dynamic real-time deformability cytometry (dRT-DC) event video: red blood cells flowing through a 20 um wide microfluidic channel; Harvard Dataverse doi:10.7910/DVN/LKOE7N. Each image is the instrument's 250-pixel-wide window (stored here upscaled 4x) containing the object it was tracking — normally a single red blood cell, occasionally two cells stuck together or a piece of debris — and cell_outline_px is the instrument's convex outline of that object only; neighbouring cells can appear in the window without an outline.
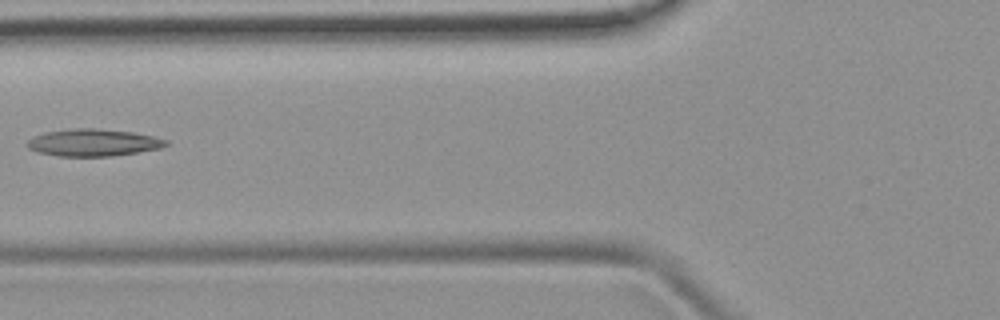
{"species": "common noctule bat (a hibernating species)", "species_latin": "Nyctalus noctula", "temperature_condition": "room temperature", "stored_images_in_passage": 6, "camera_frame_rate_fps": 3000, "um_per_image_px": 0.085, "animal": {"sex": "female", "body_mass_g": 19.9}, "frame": {"image": 1, "passage_image": 6, "time_ms": 5.667, "image_size_px": [1000, 320], "cell_outline_px": [[168, 144], [160, 148], [112, 156], [56, 156], [40, 152], [28, 148], [28, 140], [32, 136], [44, 132], [76, 128], [92, 128], [132, 132], [152, 136], [168, 140]], "centroid_in_image_um": [7.91, 12.12], "position_along_channel_um": 117.9, "area_um2": 21.73}}